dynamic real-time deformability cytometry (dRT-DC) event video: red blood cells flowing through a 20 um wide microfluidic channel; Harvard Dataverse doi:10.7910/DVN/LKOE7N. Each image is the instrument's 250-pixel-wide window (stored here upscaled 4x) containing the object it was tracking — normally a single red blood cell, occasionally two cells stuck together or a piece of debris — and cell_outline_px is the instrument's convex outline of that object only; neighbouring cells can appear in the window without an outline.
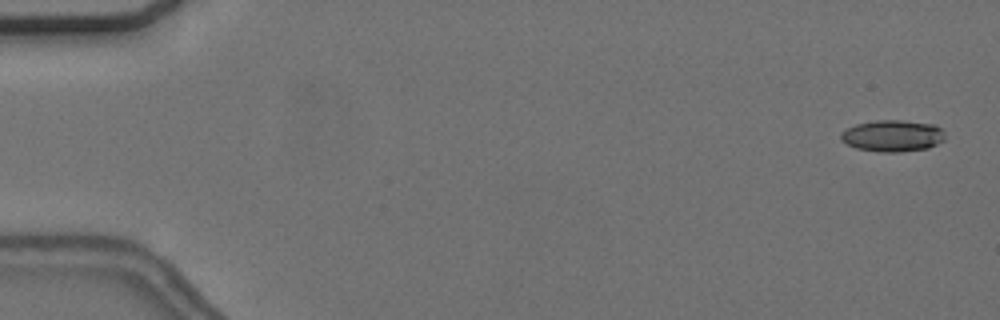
{"species": "common noctule bat (a hibernating species)", "species_latin": "Nyctalus noctula", "temperature_condition": "cold", "stored_images_in_passage": 56, "camera_frame_rate_fps": 3000, "um_per_image_px": 0.085, "animal": {"sex": "female", "body_mass_g": 24.6, "forearm_length_mm": 56.2}, "frame": {"image": 1, "passage_image": 2, "time_ms": 0.333, "image_size_px": [1000, 320], "cell_outline_px": [[944, 140], [928, 148], [900, 152], [880, 152], [856, 148], [840, 140], [840, 132], [856, 124], [876, 120], [900, 120], [936, 124], [944, 132]], "centroid_in_image_um": [75.86, 11.54], "position_along_channel_um": 9.1, "area_um2": 19.25}}
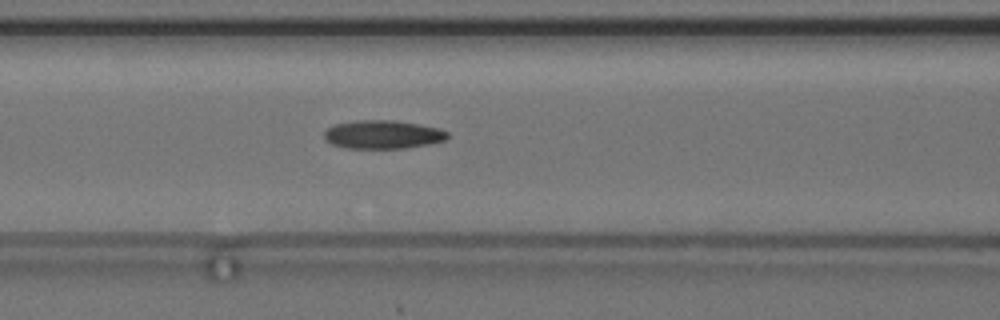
{"frame": {"image": 2, "passage_image": 24, "time_ms": 7.667, "image_size_px": [1000, 320], "cell_outline_px": [[448, 136], [444, 140], [428, 144], [404, 148], [348, 148], [332, 144], [324, 140], [324, 132], [332, 124], [356, 120], [396, 120], [440, 128], [448, 132]], "centroid_in_image_um": [32.51, 11.42], "position_along_channel_um": 134.1, "area_um2": 20.52}}
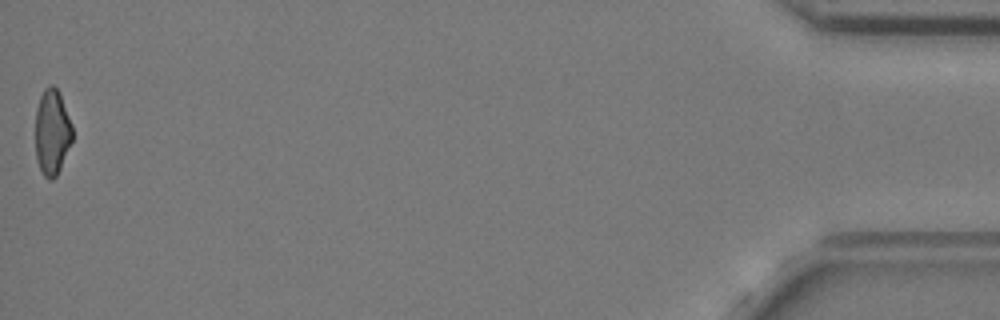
{"frame": {"image": 3, "passage_image": 56, "time_ms": 18.333, "image_size_px": [1000, 320], "cell_outline_px": [[72, 140], [60, 168], [56, 176], [52, 180], [48, 180], [44, 176], [36, 160], [36, 108], [40, 96], [44, 88], [48, 84], [52, 84], [60, 92], [72, 124]], "centroid_in_image_um": [4.42, 11.19], "position_along_channel_um": 430.8, "area_um2": 18.55}, "authors_computed_cell_mechanics": {"area_um2": 19.8254, "velocity_mm_per_s": 3.69, "shape_relaxation_time_tau1_ms": null, "shape_relaxation_time_tau2_ms": 6.391, "deformation_change_tau1": null, "deformation_change_tau2": 0.1541}}